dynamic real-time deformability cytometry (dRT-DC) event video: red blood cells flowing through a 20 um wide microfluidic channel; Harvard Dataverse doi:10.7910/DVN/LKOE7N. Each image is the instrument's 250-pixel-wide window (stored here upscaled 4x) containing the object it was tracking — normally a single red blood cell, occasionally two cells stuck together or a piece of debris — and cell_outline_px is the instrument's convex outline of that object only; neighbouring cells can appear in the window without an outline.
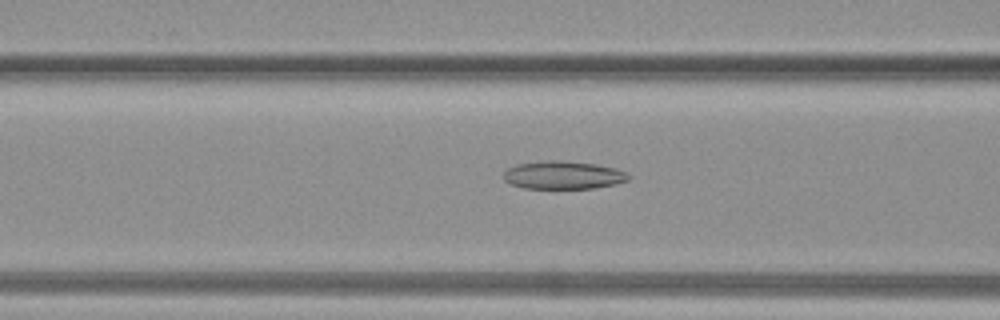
{"species": "common noctule bat (a hibernating species)", "species_latin": "Nyctalus noctula", "temperature_condition": "warm", "stored_images_in_passage": 37, "camera_frame_rate_fps": 3000, "um_per_image_px": 0.085, "animal": {"sex": "female", "body_mass_g": 19.3, "forearm_length_mm": 54.1}, "frame": {"image": 1, "passage_image": 14, "time_ms": 4.333, "image_size_px": [1000, 320], "cell_outline_px": [[632, 176], [628, 180], [616, 184], [592, 188], [524, 188], [508, 184], [504, 180], [504, 172], [508, 168], [516, 164], [548, 160], [560, 160], [596, 164], [616, 168]], "centroid_in_image_um": [47.86, 14.88], "position_along_channel_um": 118.7, "area_um2": 20.46}}
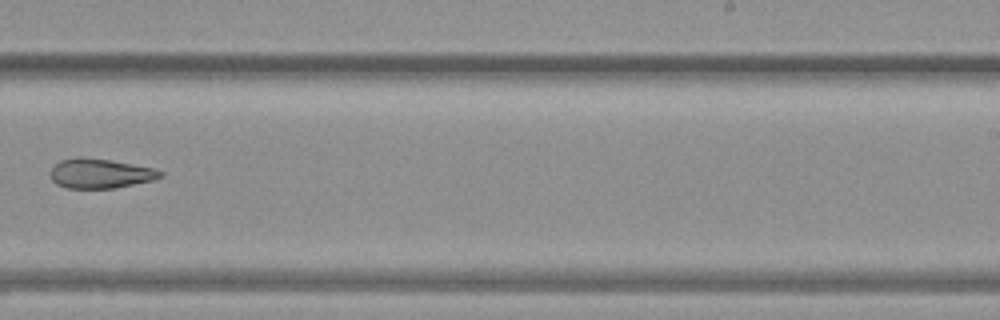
{"frame": {"image": 2, "passage_image": 23, "time_ms": 7.333, "image_size_px": [1000, 320], "cell_outline_px": [[164, 176], [152, 180], [116, 188], [68, 188], [56, 184], [52, 180], [48, 172], [60, 160], [76, 156], [80, 156], [108, 160], [132, 164], [152, 168], [164, 172]], "centroid_in_image_um": [8.48, 14.74], "position_along_channel_um": 280.5, "area_um2": 19.02}}
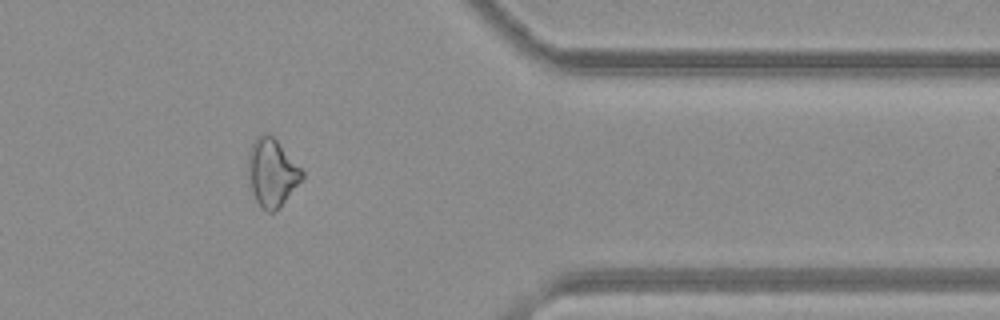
{"frame": {"image": 3, "passage_image": 30, "time_ms": 9.667, "image_size_px": [1000, 320], "cell_outline_px": [[304, 176], [284, 200], [272, 212], [268, 212], [256, 200], [252, 192], [248, 168], [248, 156], [252, 144], [256, 136], [268, 132], [276, 140], [304, 172]], "centroid_in_image_um": [23.09, 14.62], "position_along_channel_um": 388.3, "area_um2": 20.46}}